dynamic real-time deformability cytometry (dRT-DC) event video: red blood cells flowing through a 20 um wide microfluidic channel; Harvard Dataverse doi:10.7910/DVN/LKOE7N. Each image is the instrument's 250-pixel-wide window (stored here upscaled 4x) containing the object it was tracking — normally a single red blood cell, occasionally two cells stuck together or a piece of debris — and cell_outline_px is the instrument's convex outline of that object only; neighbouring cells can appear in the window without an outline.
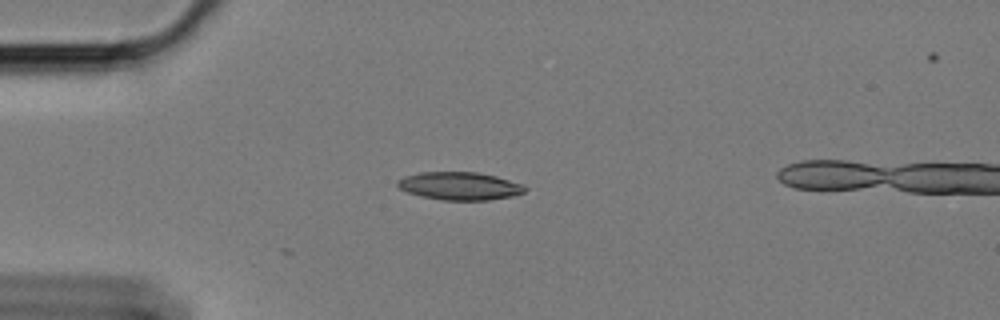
{"species": "Egyptian fruit bat (a non-hibernating species)", "species_latin": "Rousettus aegyptiacus", "temperature_condition": "cold", "stored_images_in_passage": 3, "camera_frame_rate_fps": 3000, "um_per_image_px": 0.085, "animal": {"sex": "female"}, "frame": {"image": 1, "passage_image": 1, "time_ms": 0.0, "image_size_px": [1000, 320], "cell_outline_px": [[528, 188], [524, 192], [512, 196], [488, 200], [440, 200], [420, 196], [408, 192], [400, 188], [396, 184], [396, 180], [404, 176], [420, 172], [476, 172], [496, 176], [524, 184]], "centroid_in_image_um": [39.07, 15.81], "position_along_channel_um": 45.9, "area_um2": 20.87}}